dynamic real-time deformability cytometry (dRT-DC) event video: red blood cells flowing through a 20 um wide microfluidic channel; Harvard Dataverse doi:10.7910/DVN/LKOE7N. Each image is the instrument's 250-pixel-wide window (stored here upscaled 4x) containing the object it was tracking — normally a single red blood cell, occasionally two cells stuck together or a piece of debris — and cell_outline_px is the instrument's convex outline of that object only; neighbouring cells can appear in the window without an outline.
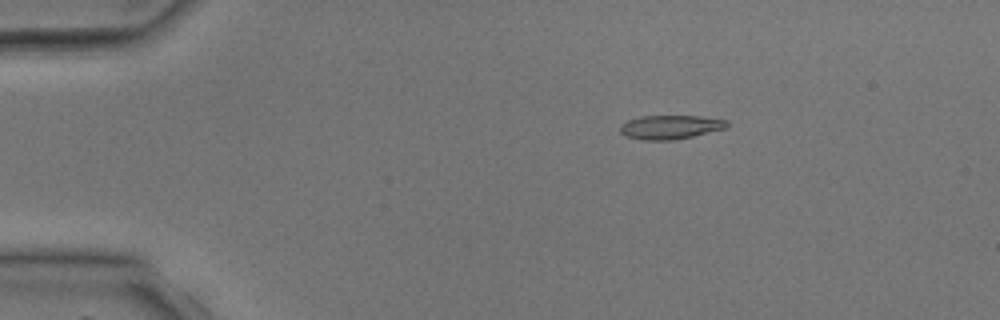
{"species": "common noctule bat (a hibernating species)", "species_latin": "Nyctalus noctula", "temperature_condition": "room temperature", "stored_images_in_passage": 4, "camera_frame_rate_fps": 3000, "um_per_image_px": 0.085, "animal": {"sex": "male", "body_mass_g": 17.9, "forearm_length_mm": 54.2}, "frame": {"image": 1, "passage_image": 2, "time_ms": 2.0, "image_size_px": [1000, 320], "cell_outline_px": [[728, 124], [724, 128], [692, 136], [672, 140], [644, 140], [628, 136], [620, 132], [620, 124], [628, 120], [640, 116], [700, 116], [728, 120]], "centroid_in_image_um": [56.95, 10.79], "position_along_channel_um": 28.0, "area_um2": 14.68}}
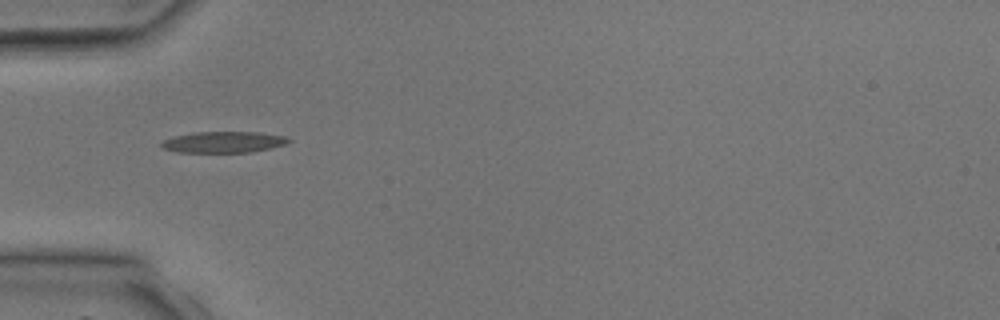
{"frame": {"image": 2, "passage_image": 4, "time_ms": 4.0, "image_size_px": [1000, 320], "cell_outline_px": [[292, 140], [284, 144], [252, 152], [176, 152], [164, 148], [160, 144], [164, 140], [172, 136], [196, 132], [260, 132], [288, 136]], "centroid_in_image_um": [19.01, 12.07], "position_along_channel_um": 66.0, "area_um2": 15.66}}